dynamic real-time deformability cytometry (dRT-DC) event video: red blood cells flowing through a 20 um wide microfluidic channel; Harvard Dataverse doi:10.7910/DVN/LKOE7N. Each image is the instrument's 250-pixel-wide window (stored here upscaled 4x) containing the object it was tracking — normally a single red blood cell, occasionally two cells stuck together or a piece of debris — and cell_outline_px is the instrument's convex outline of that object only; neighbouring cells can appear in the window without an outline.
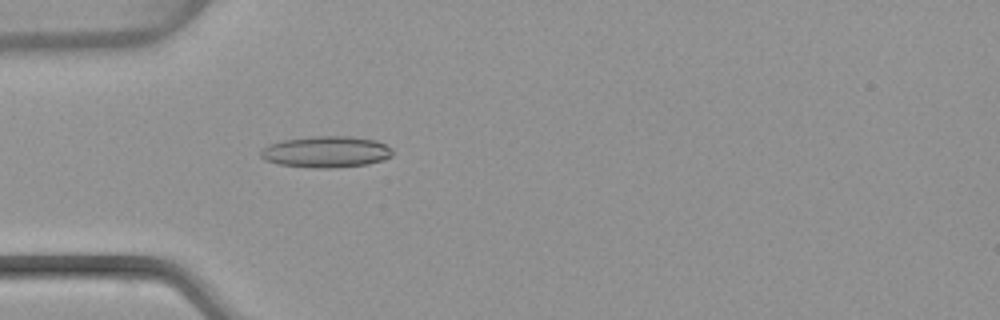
{"species": "common noctule bat (a hibernating species)", "species_latin": "Nyctalus noctula", "temperature_condition": "warm", "stored_images_in_passage": 50, "camera_frame_rate_fps": 3000, "um_per_image_px": 0.085, "animal": {"sex": "female", "body_mass_g": 22.7, "forearm_length_mm": 54.2}, "frame": {"image": 1, "passage_image": 15, "time_ms": 4.667, "image_size_px": [1000, 320], "cell_outline_px": [[392, 156], [384, 160], [368, 164], [328, 168], [316, 168], [280, 164], [264, 160], [260, 156], [260, 152], [268, 144], [284, 140], [312, 136], [348, 136], [376, 140], [392, 148]], "centroid_in_image_um": [27.73, 12.9], "position_along_channel_um": 57.3, "area_um2": 24.04}}
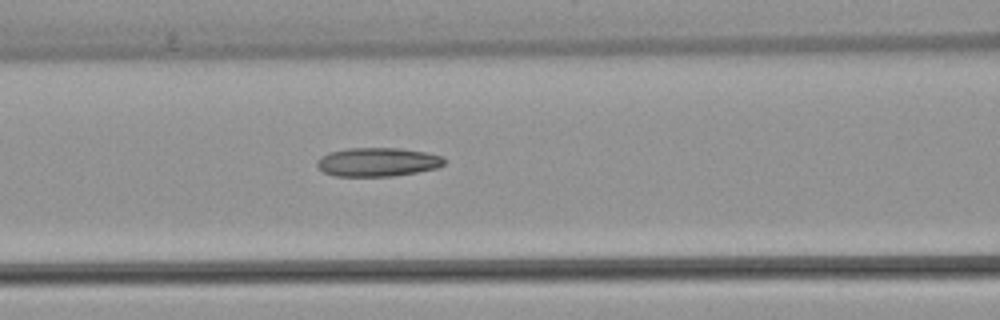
{"frame": {"image": 2, "passage_image": 21, "time_ms": 6.667, "image_size_px": [1000, 320], "cell_outline_px": [[444, 164], [436, 168], [416, 172], [392, 176], [336, 176], [324, 172], [316, 168], [316, 160], [320, 156], [328, 152], [344, 148], [400, 148], [424, 152], [444, 156]], "centroid_in_image_um": [32.03, 13.76], "position_along_channel_um": 134.6, "area_um2": 21.5}}
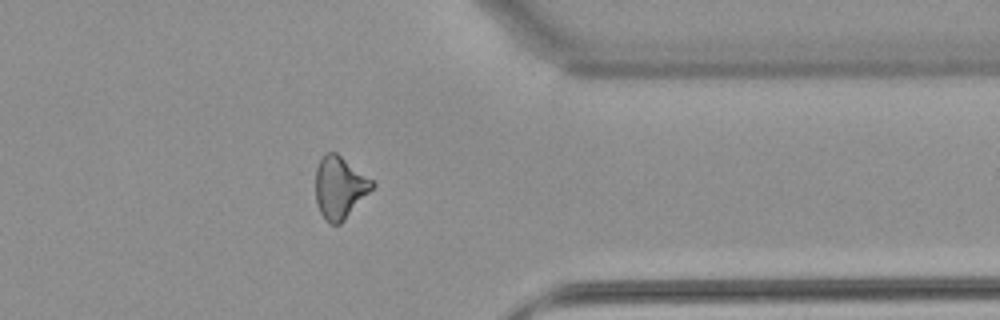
{"frame": {"image": 3, "passage_image": 40, "time_ms": 13.0, "image_size_px": [1000, 320], "cell_outline_px": [[376, 184], [344, 220], [340, 224], [332, 224], [324, 220], [320, 212], [316, 200], [316, 168], [320, 160], [328, 152], [336, 152], [372, 180]], "centroid_in_image_um": [28.86, 15.94], "position_along_channel_um": 382.5, "area_um2": 20.11}, "authors_computed_cell_mechanics": {"area_um2": 21.5016, "velocity_mm_per_s": 4.0852, "shape_relaxation_time_tau1_ms": null, "shape_relaxation_time_tau2_ms": 5.8864, "deformation_change_tau1": null, "deformation_change_tau2": 0.1734}}